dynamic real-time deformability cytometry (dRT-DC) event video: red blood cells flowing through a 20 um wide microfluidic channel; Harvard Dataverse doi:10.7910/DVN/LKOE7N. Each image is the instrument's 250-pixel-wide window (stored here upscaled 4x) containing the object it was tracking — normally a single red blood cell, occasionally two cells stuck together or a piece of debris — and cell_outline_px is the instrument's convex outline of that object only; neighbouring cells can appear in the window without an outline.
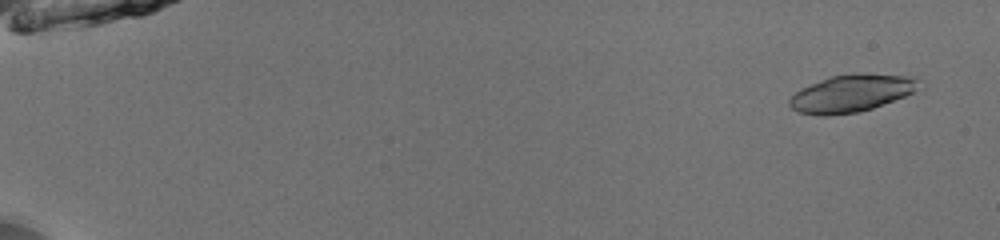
{"species": "common noctule bat (a hibernating species)", "species_latin": "Nyctalus noctula", "temperature_condition": "room temperature", "stored_images_in_passage": 52, "camera_frame_rate_fps": 3000, "um_per_image_px": 0.085, "animal": {"sex": "male", "body_mass_g": 13.0, "forearm_length_mm": 53.1}, "frame": {"image": 1, "passage_image": 3, "time_ms": 0.667, "image_size_px": [1000, 240], "cell_outline_px": [[924, 80], [912, 92], [904, 96], [872, 108], [856, 112], [828, 116], [816, 116], [800, 112], [792, 108], [788, 104], [788, 100], [800, 88], [832, 76], [856, 72], [916, 76]], "centroid_in_image_um": [72.39, 7.91], "position_along_channel_um": 12.6, "area_um2": 28.38}}
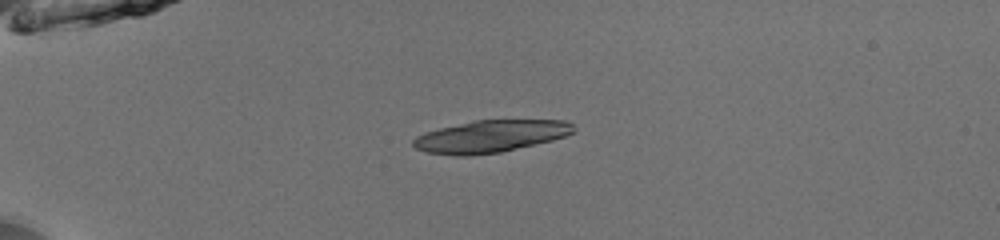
{"frame": {"image": 2, "passage_image": 15, "time_ms": 4.667, "image_size_px": [1000, 240], "cell_outline_px": [[572, 132], [564, 136], [552, 140], [500, 152], [472, 156], [456, 156], [428, 152], [416, 148], [412, 144], [412, 140], [416, 136], [424, 132], [472, 120], [564, 120], [572, 124]], "centroid_in_image_um": [41.63, 11.59], "position_along_channel_um": 43.4, "area_um2": 29.88}}